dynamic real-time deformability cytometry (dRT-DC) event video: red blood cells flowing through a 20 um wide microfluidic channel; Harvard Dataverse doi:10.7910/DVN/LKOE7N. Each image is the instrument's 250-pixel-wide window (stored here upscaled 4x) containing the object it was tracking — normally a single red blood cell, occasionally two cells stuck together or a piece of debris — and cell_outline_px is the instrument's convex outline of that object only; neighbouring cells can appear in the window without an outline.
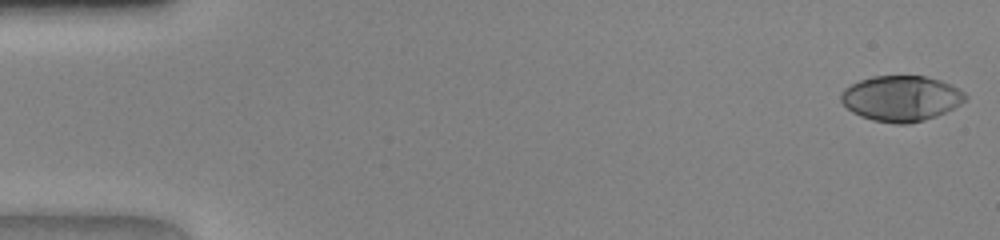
{"species": "human", "species_latin": "Homo sapiens", "temperature_condition": "warm", "stored_images_in_passage": 47, "camera_frame_rate_fps": 3000, "um_per_image_px": 0.085, "donor": {"sex": "female"}, "frame": {"image": 1, "passage_image": 1, "time_ms": 0.0, "image_size_px": [1000, 240], "cell_outline_px": [[968, 96], [960, 104], [936, 116], [924, 120], [908, 124], [896, 124], [872, 120], [860, 116], [852, 112], [840, 100], [840, 92], [844, 88], [860, 80], [872, 76], [924, 76], [940, 80], [964, 92]], "centroid_in_image_um": [76.56, 8.37], "position_along_channel_um": 8.4, "area_um2": 32.83}}
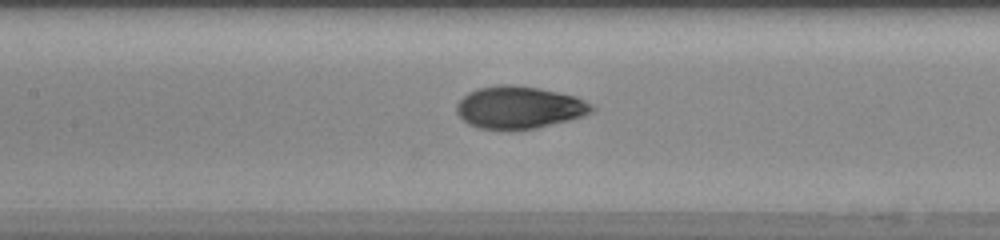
{"frame": {"image": 2, "passage_image": 22, "time_ms": 7.0, "image_size_px": [1000, 240], "cell_outline_px": [[596, 108], [592, 112], [584, 116], [536, 128], [480, 128], [468, 124], [456, 112], [456, 104], [468, 92], [480, 88], [500, 84], [512, 84], [540, 88], [576, 96], [592, 104]], "centroid_in_image_um": [44.15, 9.11], "position_along_channel_um": 163.2, "area_um2": 33.06}}
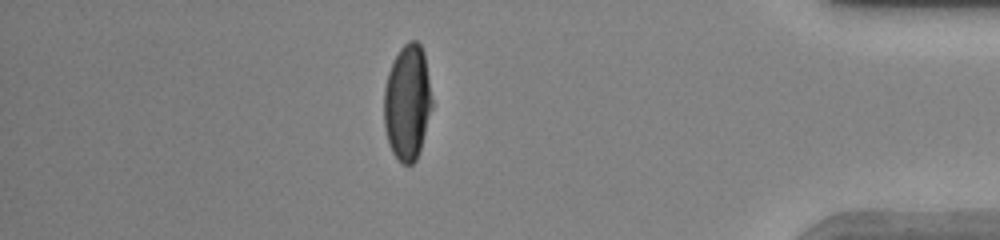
{"frame": {"image": 3, "passage_image": 41, "time_ms": 13.333, "image_size_px": [1000, 240], "cell_outline_px": [[432, 108], [420, 148], [416, 160], [412, 164], [404, 164], [392, 152], [388, 144], [384, 128], [384, 88], [388, 72], [400, 48], [408, 40], [416, 40], [420, 44], [424, 52], [432, 100]], "centroid_in_image_um": [34.62, 8.69], "position_along_channel_um": 400.6, "area_um2": 32.25}}